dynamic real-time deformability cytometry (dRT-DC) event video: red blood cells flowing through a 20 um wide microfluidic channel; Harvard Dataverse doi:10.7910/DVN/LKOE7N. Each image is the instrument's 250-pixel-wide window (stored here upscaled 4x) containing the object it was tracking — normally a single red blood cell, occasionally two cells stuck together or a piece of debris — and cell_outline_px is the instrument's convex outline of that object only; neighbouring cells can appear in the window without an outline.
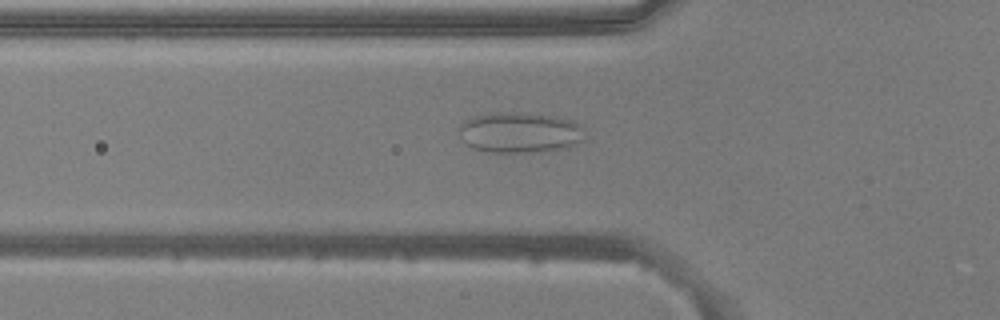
{"species": "common noctule bat (a hibernating species)", "species_latin": "Nyctalus noctula", "temperature_condition": "warm", "stored_images_in_passage": 37, "camera_frame_rate_fps": 3000, "um_per_image_px": 0.085, "animal": {"sex": "male", "body_mass_g": 20.5, "forearm_length_mm": 52.5}, "frame": {"image": 1, "passage_image": 4, "time_ms": 1.0, "image_size_px": [1000, 320], "cell_outline_px": [[584, 140], [576, 144], [564, 148], [540, 152], [488, 152], [472, 148], [464, 144], [460, 136], [460, 124], [464, 120], [476, 116], [496, 112], [500, 112], [556, 116], [572, 120], [580, 124]], "centroid_in_image_um": [44.16, 11.28], "position_along_channel_um": 81.6, "area_um2": 29.71}}
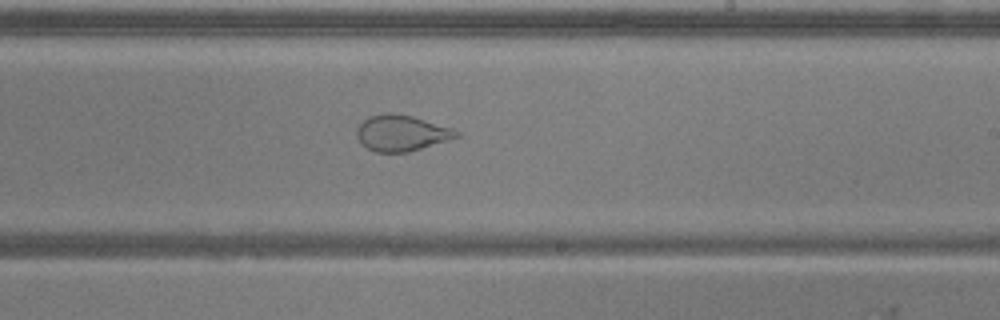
{"frame": {"image": 2, "passage_image": 17, "time_ms": 5.333, "image_size_px": [1000, 320], "cell_outline_px": [[460, 136], [448, 140], [408, 152], [376, 152], [360, 144], [356, 136], [356, 128], [368, 116], [388, 112], [396, 112], [412, 116], [452, 128], [460, 132]], "centroid_in_image_um": [34.09, 11.3], "position_along_channel_um": 254.9, "area_um2": 20.98}}
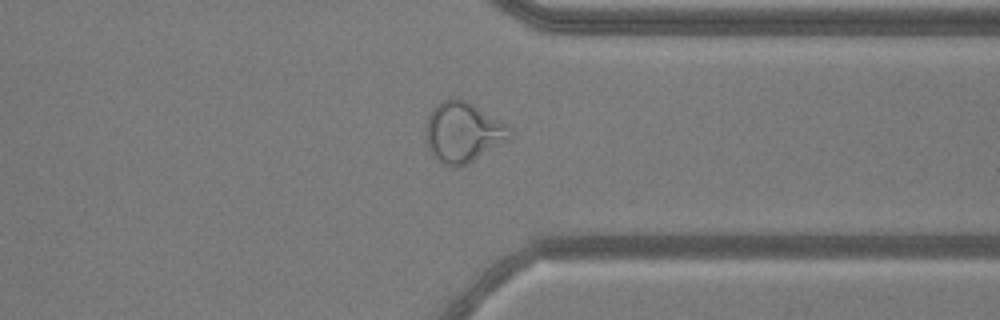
{"frame": {"image": 3, "passage_image": 26, "time_ms": 8.333, "image_size_px": [1000, 320], "cell_outline_px": [[512, 128], [508, 140], [468, 164], [456, 168], [452, 168], [436, 160], [428, 148], [428, 116], [432, 108], [440, 100], [452, 96], [460, 96]], "centroid_in_image_um": [39.35, 11.22], "position_along_channel_um": 372.1, "area_um2": 29.54}}